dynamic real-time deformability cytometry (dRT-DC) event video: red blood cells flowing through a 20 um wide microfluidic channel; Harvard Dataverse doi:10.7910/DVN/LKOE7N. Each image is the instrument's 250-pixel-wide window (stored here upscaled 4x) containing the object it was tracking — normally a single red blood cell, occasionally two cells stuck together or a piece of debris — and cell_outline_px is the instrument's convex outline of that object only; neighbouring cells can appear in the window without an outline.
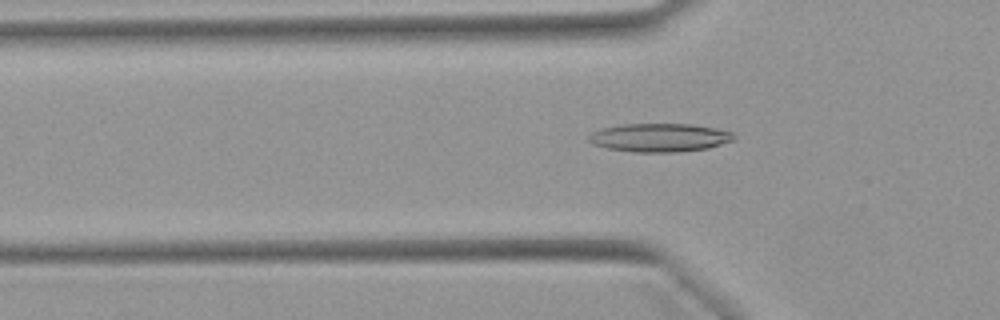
{"species": "Egyptian fruit bat (a non-hibernating species)", "species_latin": "Rousettus aegyptiacus", "temperature_condition": "warm", "stored_images_in_passage": 52, "camera_frame_rate_fps": 3000, "um_per_image_px": 0.085, "animal": {"sex": "female"}, "frame": {"image": 1, "passage_image": 17, "time_ms": 5.333, "image_size_px": [1000, 320], "cell_outline_px": [[736, 136], [732, 140], [708, 148], [680, 152], [632, 152], [608, 148], [592, 144], [588, 140], [588, 136], [592, 132], [604, 128], [620, 124], [692, 124], [716, 128], [732, 132]], "centroid_in_image_um": [56.06, 11.69], "position_along_channel_um": 69.7, "area_um2": 24.04}}
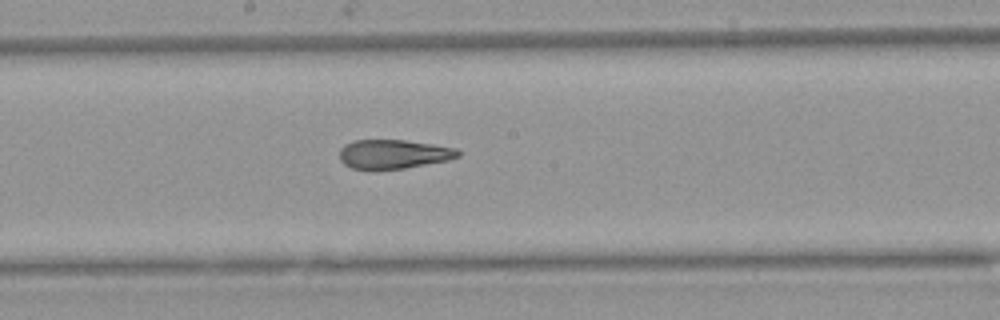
{"frame": {"image": 2, "passage_image": 28, "time_ms": 9.0, "image_size_px": [1000, 320], "cell_outline_px": [[460, 156], [448, 160], [404, 168], [352, 168], [344, 164], [340, 160], [340, 148], [344, 144], [352, 140], [404, 140], [432, 144], [456, 148], [460, 152]], "centroid_in_image_um": [33.44, 13.08], "position_along_channel_um": 214.8, "area_um2": 19.83}}
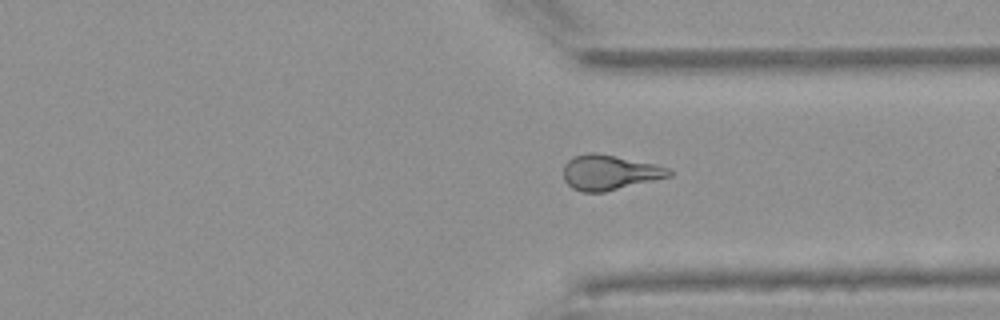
{"frame": {"image": 3, "passage_image": 39, "time_ms": 12.667, "image_size_px": [1000, 320], "cell_outline_px": [[672, 176], [604, 192], [584, 192], [572, 188], [564, 180], [564, 164], [572, 156], [588, 152], [596, 152], [656, 164], [672, 168]], "centroid_in_image_um": [51.82, 14.64], "position_along_channel_um": 359.6, "area_um2": 21.73}, "authors_computed_cell_mechanics": {"area_um2": 22.1374, "velocity_mm_per_s": 3.9481, "shape_relaxation_time_tau1_ms": null, "shape_relaxation_time_tau2_ms": 1.7898, "deformation_change_tau1": null, "deformation_change_tau2": 0.1043}}